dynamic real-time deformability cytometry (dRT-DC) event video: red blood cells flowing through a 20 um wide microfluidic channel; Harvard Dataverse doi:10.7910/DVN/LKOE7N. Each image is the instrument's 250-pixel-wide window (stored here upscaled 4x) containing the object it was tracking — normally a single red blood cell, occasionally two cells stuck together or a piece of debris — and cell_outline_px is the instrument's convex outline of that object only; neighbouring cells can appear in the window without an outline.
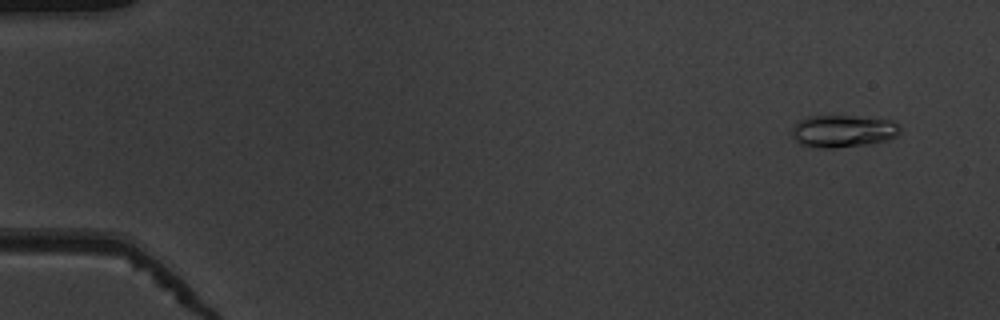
{"species": "common noctule bat (a hibernating species)", "species_latin": "Nyctalus noctula", "temperature_condition": "warm", "stored_images_in_passage": 53, "camera_frame_rate_fps": 3000, "um_per_image_px": 0.085, "animal": {"sex": "male", "body_mass_g": 19.5, "forearm_length_mm": 54.6}, "frame": {"image": 1, "passage_image": 4, "time_ms": 1.0, "image_size_px": [1000, 320], "cell_outline_px": [[900, 132], [896, 136], [888, 140], [868, 144], [832, 148], [828, 148], [800, 144], [792, 136], [792, 128], [800, 120], [808, 116], [856, 116], [888, 120], [896, 124], [900, 128]], "centroid_in_image_um": [71.65, 11.14], "position_along_channel_um": 13.3, "area_um2": 20.06}}
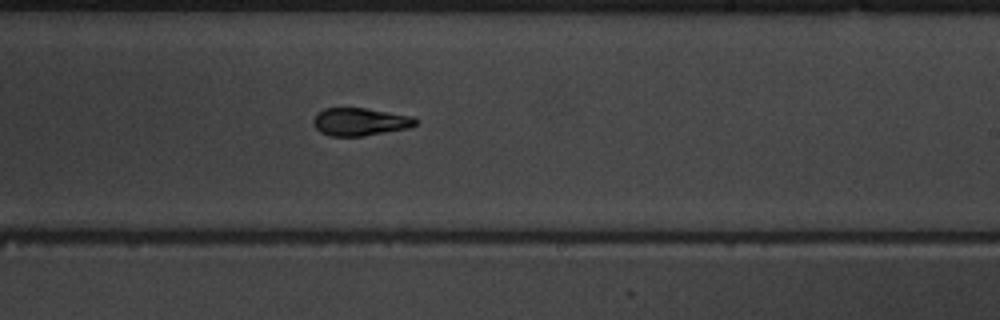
{"frame": {"image": 2, "passage_image": 33, "time_ms": 10.667, "image_size_px": [1000, 320], "cell_outline_px": [[420, 120], [416, 124], [408, 128], [364, 136], [328, 136], [320, 132], [316, 128], [312, 120], [324, 108], [364, 108], [412, 116]], "centroid_in_image_um": [30.62, 10.36], "position_along_channel_um": 258.4, "area_um2": 16.47}}
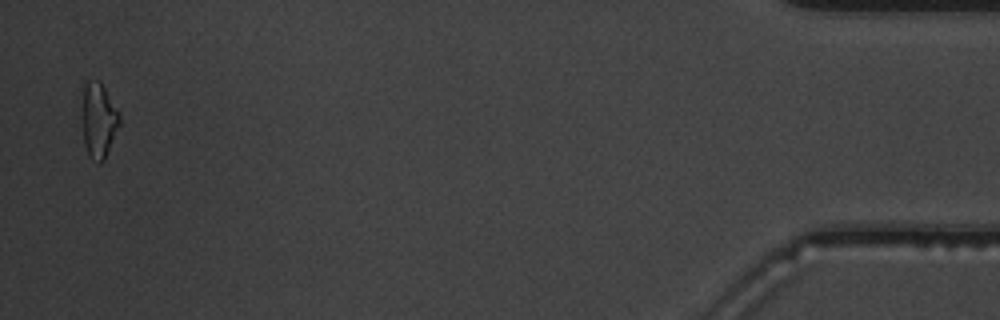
{"frame": {"image": 3, "passage_image": 52, "time_ms": 17.0, "image_size_px": [1000, 320], "cell_outline_px": [[120, 124], [104, 160], [100, 164], [92, 160], [88, 156], [84, 144], [80, 116], [80, 112], [84, 80], [100, 80], [120, 112]], "centroid_in_image_um": [8.34, 10.19], "position_along_channel_um": 426.9, "area_um2": 17.22}, "authors_computed_cell_mechanics": {"area_um2": 16.9932, "velocity_mm_per_s": 3.9429, "shape_relaxation_time_tau1_ms": 7.122, "shape_relaxation_time_tau2_ms": 1.6343, "deformation_change_tau1": 0.2326, "deformation_change_tau2": 0.0799}}